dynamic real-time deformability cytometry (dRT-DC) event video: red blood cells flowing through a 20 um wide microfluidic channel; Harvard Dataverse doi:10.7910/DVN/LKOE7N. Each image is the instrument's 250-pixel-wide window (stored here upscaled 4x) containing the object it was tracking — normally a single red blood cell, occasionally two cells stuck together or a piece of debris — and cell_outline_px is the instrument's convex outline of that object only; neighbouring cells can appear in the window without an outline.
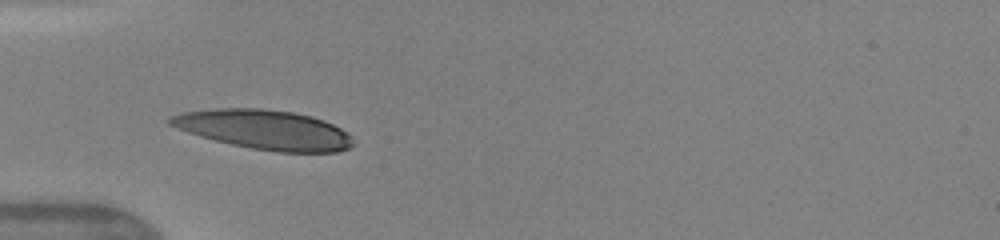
{"species": "human", "species_latin": "Homo sapiens", "temperature_condition": "warm", "stored_images_in_passage": 22, "camera_frame_rate_fps": 3000, "um_per_image_px": 0.085, "donor": {"sex": "female"}, "frame": {"image": 1, "passage_image": 4, "time_ms": 1.0, "image_size_px": [1000, 240], "cell_outline_px": [[356, 144], [352, 148], [336, 152], [280, 152], [252, 148], [232, 144], [200, 136], [176, 128], [168, 124], [168, 116], [180, 112], [216, 108], [260, 108], [292, 112], [312, 116], [324, 120], [340, 128], [352, 136]], "centroid_in_image_um": [22.49, 11.01], "position_along_channel_um": 62.5, "area_um2": 42.25}}